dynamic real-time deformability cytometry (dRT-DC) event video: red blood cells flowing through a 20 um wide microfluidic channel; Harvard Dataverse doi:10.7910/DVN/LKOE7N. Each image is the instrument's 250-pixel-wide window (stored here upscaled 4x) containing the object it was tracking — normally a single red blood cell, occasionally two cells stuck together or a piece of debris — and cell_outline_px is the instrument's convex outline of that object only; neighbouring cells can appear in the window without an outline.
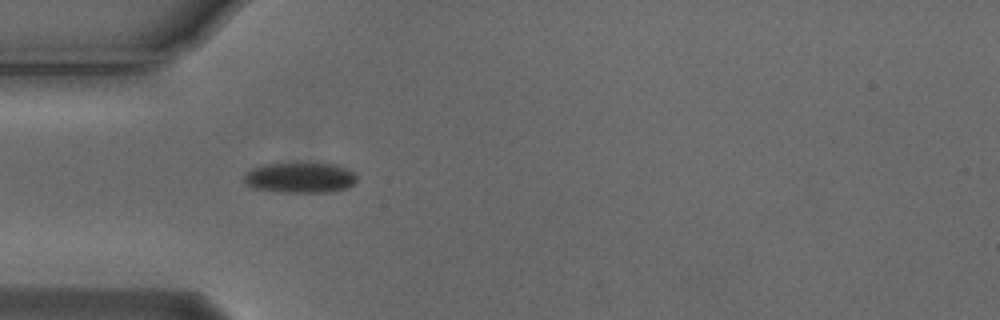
{"species": "Egyptian fruit bat (a non-hibernating species)", "species_latin": "Rousettus aegyptiacus", "temperature_condition": "cold", "stored_images_in_passage": 39, "camera_frame_rate_fps": 3000, "um_per_image_px": 0.085, "animal": {"sex": "male"}, "frame": {"image": 1, "passage_image": 1, "time_ms": 0.0, "image_size_px": [1000, 320], "cell_outline_px": [[356, 180], [352, 184], [344, 188], [332, 192], [276, 192], [252, 188], [244, 184], [244, 176], [252, 168], [264, 164], [336, 164], [352, 172], [356, 176]], "centroid_in_image_um": [25.45, 15.12], "position_along_channel_um": 59.6, "area_um2": 19.77}}
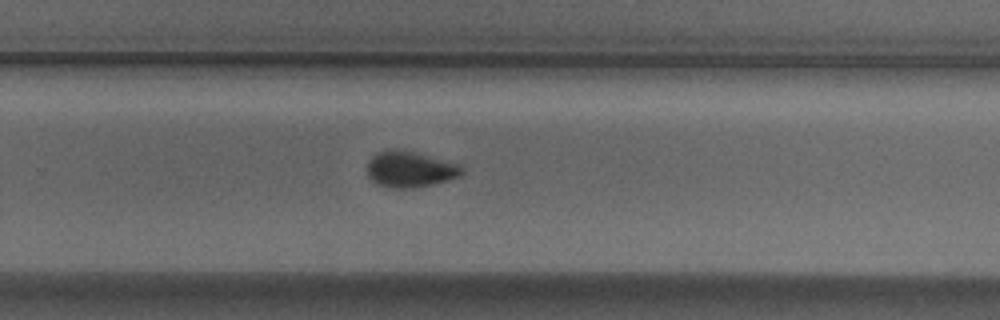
{"frame": {"image": 2, "passage_image": 20, "time_ms": 6.333, "image_size_px": [1000, 320], "cell_outline_px": [[464, 172], [460, 176], [432, 184], [404, 188], [392, 188], [376, 184], [368, 176], [368, 160], [376, 152], [384, 148], [396, 148], [416, 152], [456, 164], [464, 168]], "centroid_in_image_um": [34.79, 14.36], "position_along_channel_um": 295.0, "area_um2": 19.83}}
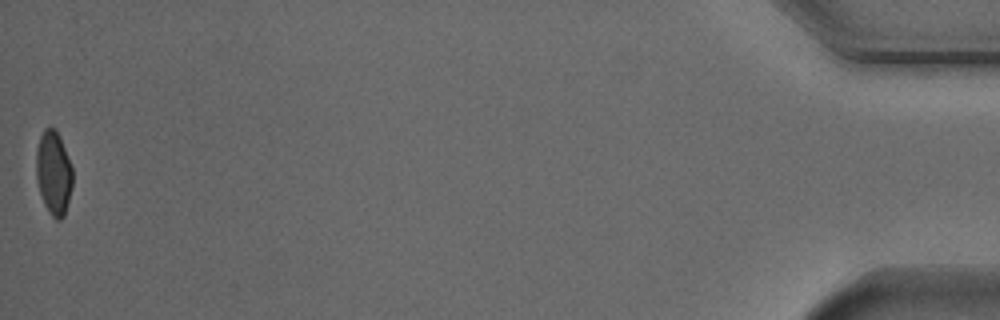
{"frame": {"image": 3, "passage_image": 39, "time_ms": 12.667, "image_size_px": [1000, 320], "cell_outline_px": [[72, 188], [64, 216], [60, 220], [56, 220], [48, 212], [44, 204], [36, 180], [36, 152], [40, 136], [44, 128], [56, 128], [60, 136], [72, 168]], "centroid_in_image_um": [4.55, 14.7], "position_along_channel_um": 430.6, "area_um2": 17.86}, "authors_computed_cell_mechanics": {"area_um2": 19.7676, "velocity_mm_per_s": 3.762, "shape_relaxation_time_tau1_ms": 7.1107, "shape_relaxation_time_tau2_ms": null, "deformation_change_tau1": 0.1478, "deformation_change_tau2": null}}